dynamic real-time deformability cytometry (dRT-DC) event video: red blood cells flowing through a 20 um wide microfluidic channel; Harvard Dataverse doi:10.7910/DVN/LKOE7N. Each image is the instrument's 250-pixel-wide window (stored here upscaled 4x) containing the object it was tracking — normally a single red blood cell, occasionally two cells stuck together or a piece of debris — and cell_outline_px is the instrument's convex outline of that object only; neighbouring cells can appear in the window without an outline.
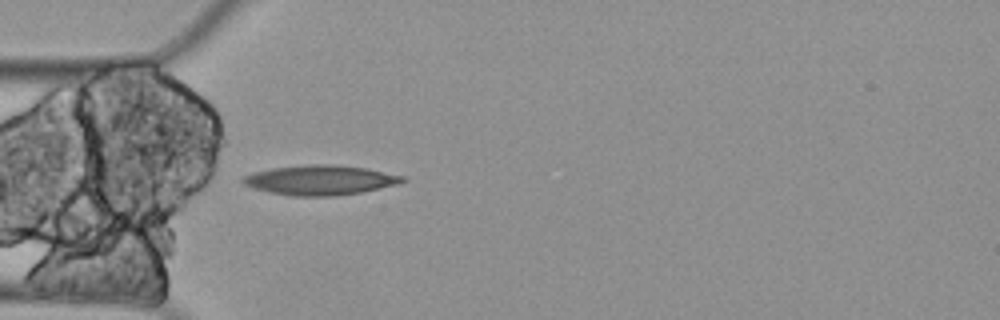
{"species": "Egyptian fruit bat (a non-hibernating species)", "species_latin": "Rousettus aegyptiacus", "temperature_condition": "cold", "stored_images_in_passage": 5, "camera_frame_rate_fps": 3000, "um_per_image_px": 0.085, "animal": {"sex": "female"}, "frame": {"image": 1, "passage_image": 5, "time_ms": 1.333, "image_size_px": [1000, 320], "cell_outline_px": [[408, 180], [400, 184], [360, 192], [336, 196], [288, 196], [268, 192], [252, 188], [244, 184], [240, 180], [244, 176], [252, 172], [272, 168], [308, 164], [336, 164], [368, 168], [404, 176]], "centroid_in_image_um": [27.22, 15.3], "position_along_channel_um": 57.8, "area_um2": 28.09}}